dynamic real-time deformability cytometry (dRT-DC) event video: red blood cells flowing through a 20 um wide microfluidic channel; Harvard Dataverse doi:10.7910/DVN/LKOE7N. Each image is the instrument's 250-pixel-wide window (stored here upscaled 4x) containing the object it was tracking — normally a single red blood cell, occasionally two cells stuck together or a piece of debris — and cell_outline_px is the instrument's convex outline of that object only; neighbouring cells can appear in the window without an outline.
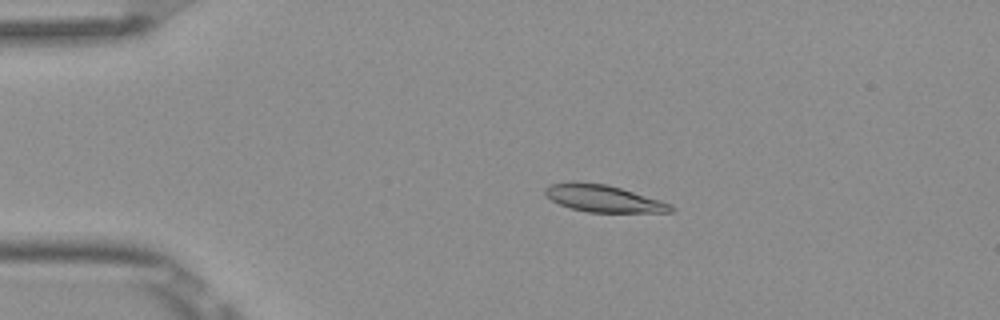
{"species": "Egyptian fruit bat (a non-hibernating species)", "species_latin": "Rousettus aegyptiacus", "temperature_condition": "room temperature", "stored_images_in_passage": 5, "camera_frame_rate_fps": 3000, "um_per_image_px": 0.085, "frame": {"image": 1, "passage_image": 3, "time_ms": 0.667, "image_size_px": [1000, 320], "cell_outline_px": [[676, 208], [672, 212], [588, 212], [572, 208], [560, 204], [544, 196], [544, 188], [548, 184], [572, 180], [576, 180], [608, 184], [660, 200], [672, 204]], "centroid_in_image_um": [51.24, 16.84], "position_along_channel_um": 33.8, "area_um2": 20.17}}
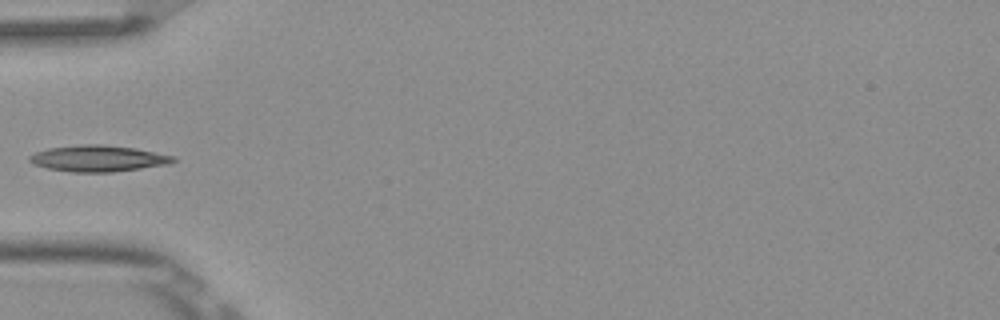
{"frame": {"image": 2, "passage_image": 5, "time_ms": 1.333, "image_size_px": [1000, 320], "cell_outline_px": [[176, 160], [172, 164], [112, 172], [72, 172], [48, 168], [36, 164], [28, 160], [28, 156], [36, 152], [48, 148], [80, 144], [100, 144], [136, 148], [172, 156]], "centroid_in_image_um": [8.35, 13.46], "position_along_channel_um": 76.6, "area_um2": 21.91}}